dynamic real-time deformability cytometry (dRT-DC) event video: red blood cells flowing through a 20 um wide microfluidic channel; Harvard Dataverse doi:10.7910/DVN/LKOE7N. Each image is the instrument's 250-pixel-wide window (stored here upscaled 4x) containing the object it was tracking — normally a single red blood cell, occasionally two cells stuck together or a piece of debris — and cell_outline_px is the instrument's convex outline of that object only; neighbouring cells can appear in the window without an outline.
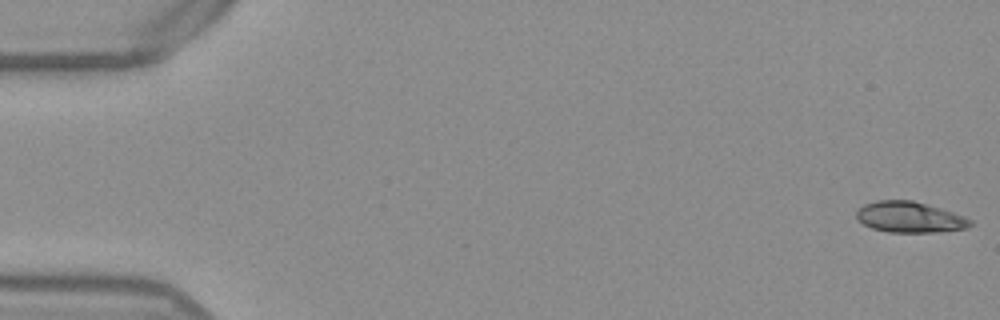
{"species": "Egyptian fruit bat (a non-hibernating species)", "species_latin": "Rousettus aegyptiacus", "temperature_condition": "warm", "stored_images_in_passage": 53, "camera_frame_rate_fps": 3000, "um_per_image_px": 0.085, "frame": {"image": 1, "passage_image": 1, "time_ms": 0.0, "image_size_px": [1000, 320], "cell_outline_px": [[972, 224], [968, 228], [936, 232], [888, 232], [872, 228], [856, 220], [856, 212], [864, 204], [876, 200], [912, 200], [940, 208], [964, 216], [972, 220]], "centroid_in_image_um": [77.31, 18.46], "position_along_channel_um": 7.7, "area_um2": 20.46}}
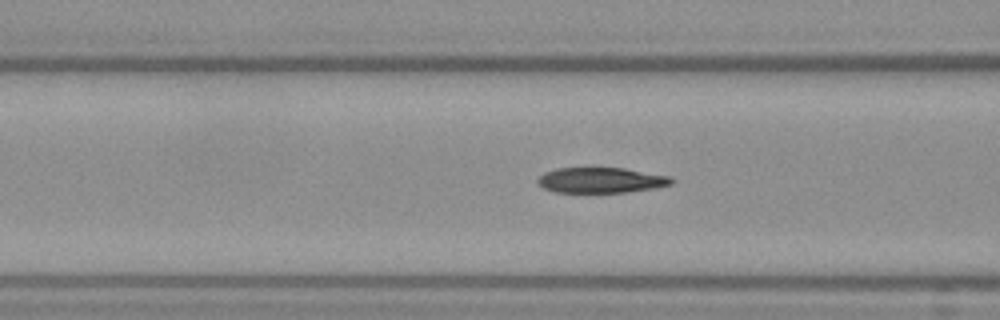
{"frame": {"image": 2, "passage_image": 21, "time_ms": 6.667, "image_size_px": [1000, 320], "cell_outline_px": [[676, 180], [672, 184], [656, 188], [628, 192], [556, 192], [544, 188], [536, 184], [536, 180], [544, 172], [556, 168], [624, 168], [668, 176]], "centroid_in_image_um": [51.08, 15.32], "position_along_channel_um": 115.5, "area_um2": 19.88}}
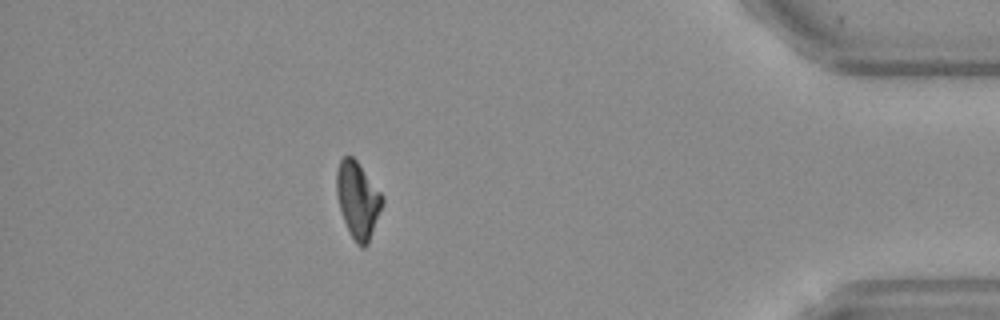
{"frame": {"image": 3, "passage_image": 47, "time_ms": 15.333, "image_size_px": [1000, 320], "cell_outline_px": [[384, 200], [368, 244], [364, 248], [360, 248], [356, 244], [344, 220], [340, 208], [336, 192], [336, 168], [340, 160], [344, 156], [352, 156], [356, 160], [384, 196]], "centroid_in_image_um": [30.41, 16.98], "position_along_channel_um": 404.8, "area_um2": 20.23}, "authors_computed_cell_mechanics": {"area_um2": 20.9814, "velocity_mm_per_s": 3.8729, "shape_relaxation_time_tau1_ms": 4.7509, "shape_relaxation_time_tau2_ms": 2.6198, "deformation_change_tau1": 0.184, "deformation_change_tau2": 0.0735}}